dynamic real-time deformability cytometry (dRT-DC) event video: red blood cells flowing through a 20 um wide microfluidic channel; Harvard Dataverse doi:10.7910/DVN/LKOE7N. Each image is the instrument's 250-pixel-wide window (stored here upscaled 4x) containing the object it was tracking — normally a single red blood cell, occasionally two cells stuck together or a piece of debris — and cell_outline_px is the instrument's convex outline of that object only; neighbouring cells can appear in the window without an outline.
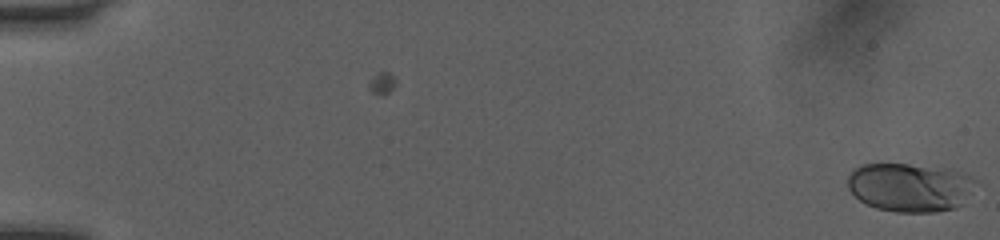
{"species": "human", "species_latin": "Homo sapiens", "temperature_condition": "room temperature", "stored_images_in_passage": 3, "camera_frame_rate_fps": 3000, "um_per_image_px": 0.085, "donor": {"sex": "female"}, "frame": {"image": 1, "passage_image": 3, "time_ms": 0.667, "image_size_px": [1000, 240], "cell_outline_px": [[984, 184], [956, 208], [936, 212], [896, 212], [876, 208], [860, 200], [848, 188], [848, 176], [852, 168], [864, 164], [908, 164], [952, 168], [972, 176]], "centroid_in_image_um": [77.47, 15.9], "position_along_channel_um": 7.5, "area_um2": 37.28}}